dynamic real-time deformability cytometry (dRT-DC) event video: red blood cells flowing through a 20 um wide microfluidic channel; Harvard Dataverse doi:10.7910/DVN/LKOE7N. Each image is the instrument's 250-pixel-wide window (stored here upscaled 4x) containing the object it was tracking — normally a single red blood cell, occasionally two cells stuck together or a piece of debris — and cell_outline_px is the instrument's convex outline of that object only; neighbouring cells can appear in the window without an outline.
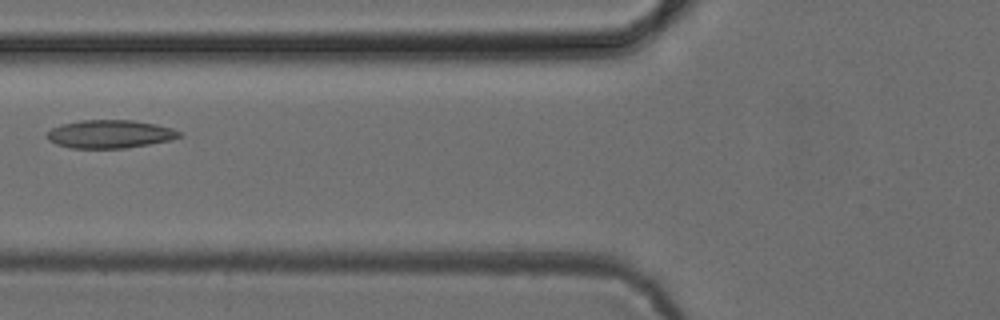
{"species": "common noctule bat (a hibernating species)", "species_latin": "Nyctalus noctula", "temperature_condition": "cold", "stored_images_in_passage": 6, "camera_frame_rate_fps": 3000, "um_per_image_px": 0.085, "animal": {"sex": "female", "body_mass_g": 24.6, "forearm_length_mm": 56.2}, "frame": {"image": 1, "passage_image": 5, "time_ms": 5.667, "image_size_px": [1000, 320], "cell_outline_px": [[184, 136], [172, 140], [124, 148], [72, 148], [56, 144], [48, 140], [48, 132], [52, 128], [60, 124], [80, 120], [132, 120], [156, 124], [172, 128], [180, 132]], "centroid_in_image_um": [9.36, 11.39], "position_along_channel_um": 116.4, "area_um2": 21.73}}
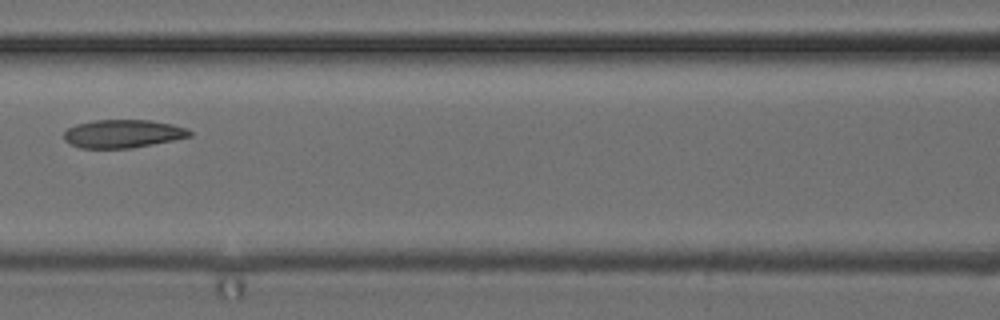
{"frame": {"image": 2, "passage_image": 6, "time_ms": 6.667, "image_size_px": [1000, 320], "cell_outline_px": [[192, 136], [132, 148], [80, 148], [64, 140], [64, 132], [68, 128], [76, 124], [96, 120], [152, 120], [172, 124], [188, 128], [192, 132]], "centroid_in_image_um": [10.46, 11.36], "position_along_channel_um": 156.1, "area_um2": 20.63}}